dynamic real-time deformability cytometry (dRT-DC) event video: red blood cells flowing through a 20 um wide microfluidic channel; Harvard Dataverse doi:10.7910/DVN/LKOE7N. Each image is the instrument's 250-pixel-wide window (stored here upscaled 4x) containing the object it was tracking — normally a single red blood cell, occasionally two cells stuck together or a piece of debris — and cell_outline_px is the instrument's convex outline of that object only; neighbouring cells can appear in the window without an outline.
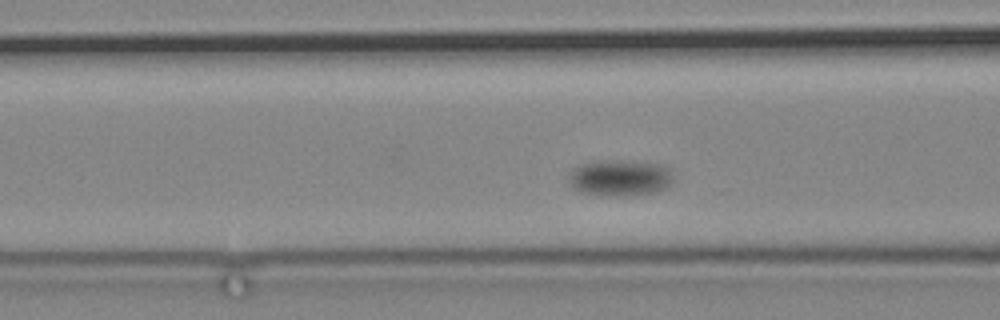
{"species": "common noctule bat (a hibernating species)", "species_latin": "Nyctalus noctula", "temperature_condition": "cold", "stored_images_in_passage": 60, "camera_frame_rate_fps": 3000, "um_per_image_px": 0.085, "animal": {"sex": "male", "body_mass_g": 19.2, "forearm_length_mm": 51.8}, "frame": {"image": 1, "passage_image": 9, "time_ms": 2.667, "image_size_px": [1000, 320], "cell_outline_px": [[672, 184], [656, 192], [628, 196], [604, 196], [580, 192], [572, 188], [568, 184], [568, 176], [572, 168], [580, 164], [600, 160], [660, 164], [668, 168], [672, 176]], "centroid_in_image_um": [52.63, 15.14], "position_along_channel_um": 114.0, "area_um2": 22.2}}
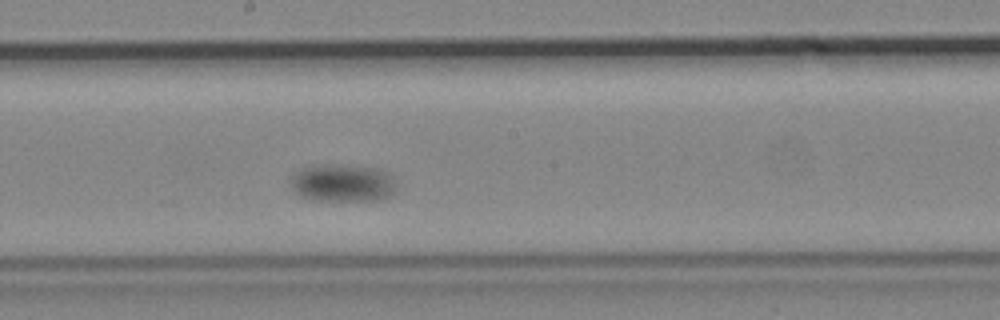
{"frame": {"image": 2, "passage_image": 22, "time_ms": 7.0, "image_size_px": [1000, 320], "cell_outline_px": [[392, 192], [384, 200], [312, 200], [292, 192], [288, 188], [288, 180], [292, 172], [300, 168], [312, 164], [340, 164], [376, 168], [388, 172], [392, 184]], "centroid_in_image_um": [28.94, 15.53], "position_along_channel_um": 219.3, "area_um2": 23.64}}
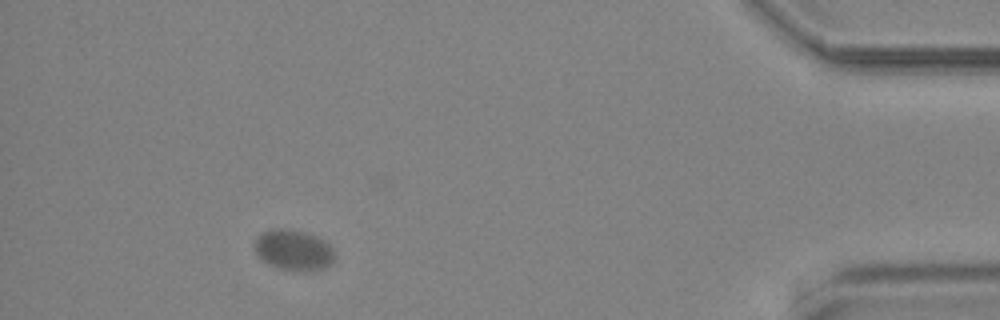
{"frame": {"image": 3, "passage_image": 52, "time_ms": 17.0, "image_size_px": [1000, 320], "cell_outline_px": [[336, 256], [332, 264], [324, 268], [304, 272], [292, 272], [268, 264], [256, 252], [252, 244], [256, 236], [260, 232], [272, 228], [288, 228], [304, 232], [316, 236], [324, 240], [336, 252]], "centroid_in_image_um": [24.95, 21.25], "position_along_channel_um": 410.2, "area_um2": 19.54}}